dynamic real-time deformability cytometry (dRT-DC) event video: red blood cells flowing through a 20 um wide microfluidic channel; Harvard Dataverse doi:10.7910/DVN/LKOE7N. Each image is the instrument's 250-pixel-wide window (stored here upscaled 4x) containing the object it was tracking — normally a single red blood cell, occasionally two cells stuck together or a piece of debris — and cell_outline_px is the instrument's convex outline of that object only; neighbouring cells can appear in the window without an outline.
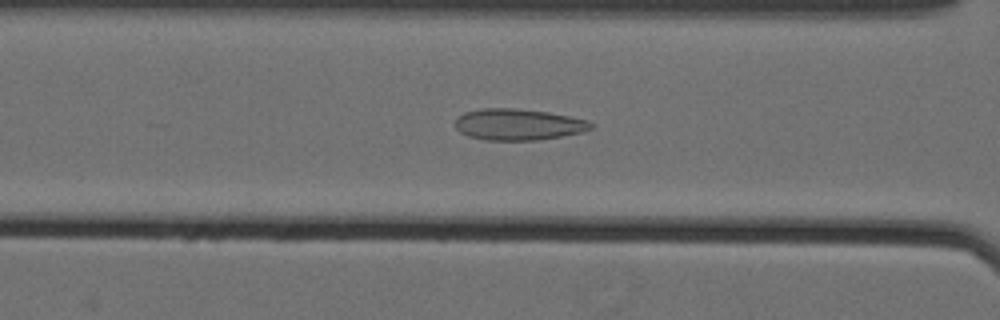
{"species": "Egyptian fruit bat (a non-hibernating species)", "species_latin": "Rousettus aegyptiacus", "temperature_condition": "cold", "stored_images_in_passage": 17, "camera_frame_rate_fps": 3000, "um_per_image_px": 0.085, "animal": {"sex": "female"}, "frame": {"image": 1, "passage_image": 7, "time_ms": 2.0, "image_size_px": [1000, 320], "cell_outline_px": [[596, 124], [592, 128], [580, 132], [540, 140], [484, 140], [468, 136], [460, 132], [456, 128], [456, 120], [464, 112], [480, 108], [516, 108], [548, 112], [588, 120]], "centroid_in_image_um": [44.05, 10.58], "position_along_channel_um": 122.6, "area_um2": 24.8}}